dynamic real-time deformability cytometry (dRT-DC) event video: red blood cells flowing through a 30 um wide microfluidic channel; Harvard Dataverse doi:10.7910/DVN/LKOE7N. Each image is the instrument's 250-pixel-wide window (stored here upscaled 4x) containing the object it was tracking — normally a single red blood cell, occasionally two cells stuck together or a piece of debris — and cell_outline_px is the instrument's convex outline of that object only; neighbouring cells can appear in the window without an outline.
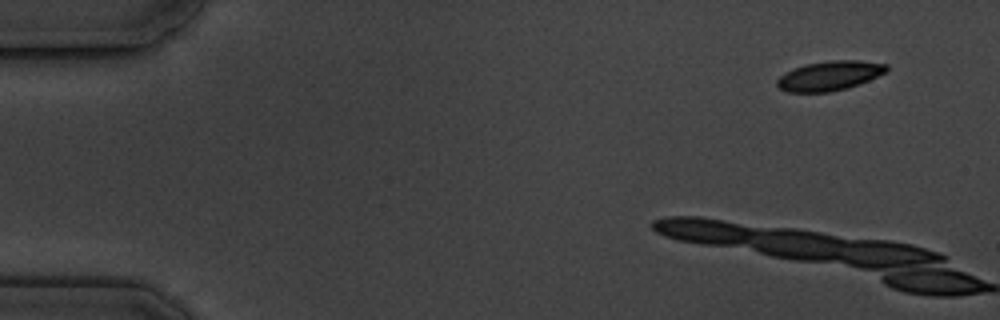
{"species": "common noctule bat (a hibernating species)", "species_latin": "Nyctalus noctula", "temperature_condition": "cold", "stored_images_in_passage": 5, "camera_frame_rate_fps": 3000, "um_per_image_px": 0.085, "animal": {"sex": "male", "body_mass_g": 19.5, "forearm_length_mm": 54.6}, "frame": {"image": 1, "passage_image": 1, "time_ms": 0.0, "image_size_px": [1000, 320], "cell_outline_px": [[888, 72], [868, 80], [844, 88], [828, 92], [784, 92], [776, 84], [776, 80], [780, 76], [804, 64], [832, 60], [860, 60], [888, 64]], "centroid_in_image_um": [70.52, 6.43], "position_along_channel_um": 14.5, "area_um2": 18.67}}